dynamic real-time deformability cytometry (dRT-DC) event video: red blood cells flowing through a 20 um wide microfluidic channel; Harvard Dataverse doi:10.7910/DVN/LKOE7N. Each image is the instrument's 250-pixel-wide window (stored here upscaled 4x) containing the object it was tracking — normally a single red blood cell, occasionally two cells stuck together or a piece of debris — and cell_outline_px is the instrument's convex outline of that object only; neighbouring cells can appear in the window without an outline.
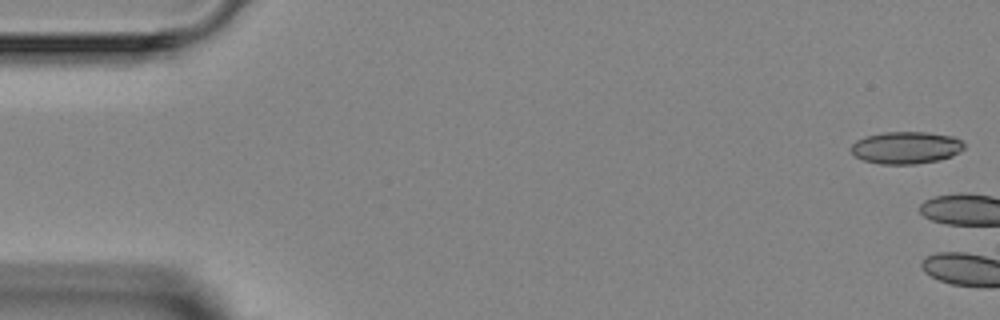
{"species": "Egyptian fruit bat (a non-hibernating species)", "species_latin": "Rousettus aegyptiacus", "temperature_condition": "room temperature", "stored_images_in_passage": 5, "camera_frame_rate_fps": 3000, "um_per_image_px": 0.085, "animal": {"sex": "female"}, "frame": {"image": 1, "passage_image": 1, "time_ms": 0.0, "image_size_px": [1000, 320], "cell_outline_px": [[964, 148], [960, 152], [952, 156], [940, 160], [916, 164], [880, 164], [864, 160], [856, 156], [848, 148], [856, 140], [864, 136], [884, 132], [928, 132], [952, 136], [960, 140], [964, 144]], "centroid_in_image_um": [77.0, 12.55], "position_along_channel_um": 8.0, "area_um2": 21.39}}